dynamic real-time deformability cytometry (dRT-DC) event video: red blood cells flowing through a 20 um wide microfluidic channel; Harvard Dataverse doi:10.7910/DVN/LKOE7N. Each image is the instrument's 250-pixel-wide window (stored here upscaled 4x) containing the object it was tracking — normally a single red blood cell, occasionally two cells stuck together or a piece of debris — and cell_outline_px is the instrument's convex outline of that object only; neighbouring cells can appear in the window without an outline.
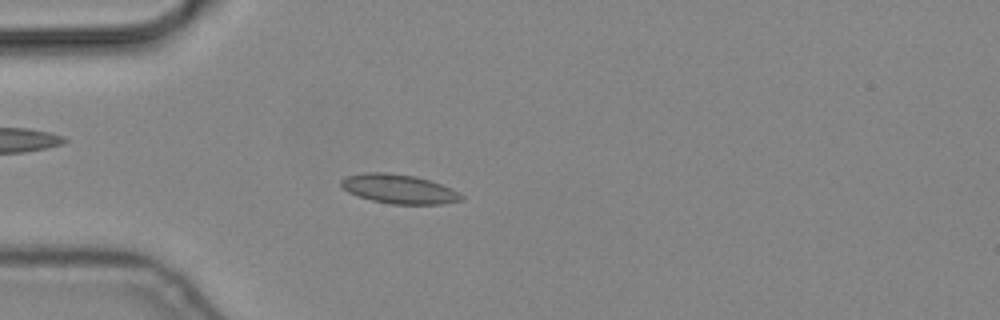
{"species": "common noctule bat (a hibernating species)", "species_latin": "Nyctalus noctula", "temperature_condition": "cold", "stored_images_in_passage": 2, "camera_frame_rate_fps": 3000, "um_per_image_px": 0.085, "animal": {"sex": "male", "body_mass_g": 19.2, "forearm_length_mm": 51.8}, "frame": {"image": 1, "passage_image": 1, "time_ms": 0.0, "image_size_px": [1000, 320], "cell_outline_px": [[464, 200], [444, 204], [392, 204], [372, 200], [348, 192], [340, 184], [340, 180], [348, 176], [364, 172], [388, 172], [416, 176], [452, 188], [460, 192], [464, 196]], "centroid_in_image_um": [33.96, 16.06], "position_along_channel_um": 51.0, "area_um2": 20.52}}